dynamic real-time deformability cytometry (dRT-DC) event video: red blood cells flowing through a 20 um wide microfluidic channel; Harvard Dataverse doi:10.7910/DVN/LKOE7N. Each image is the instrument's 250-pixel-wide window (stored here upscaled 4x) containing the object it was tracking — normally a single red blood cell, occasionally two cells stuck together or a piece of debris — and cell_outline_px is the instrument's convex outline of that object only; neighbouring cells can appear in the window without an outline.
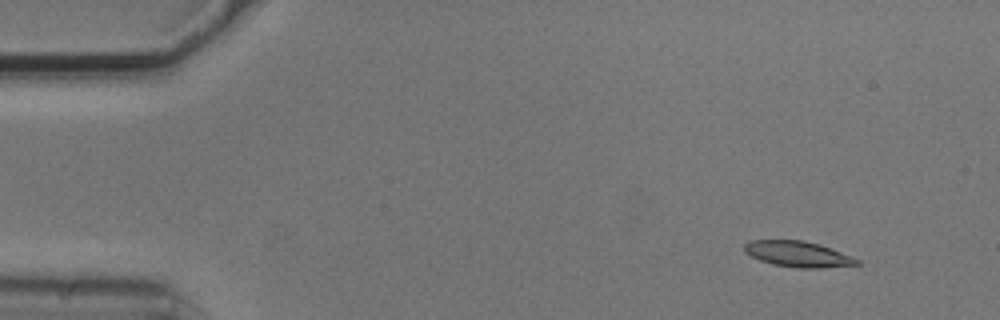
{"species": "common noctule bat (a hibernating species)", "species_latin": "Nyctalus noctula", "temperature_condition": "cold", "stored_images_in_passage": 4, "camera_frame_rate_fps": 3000, "um_per_image_px": 0.085, "animal": {"sex": "male", "body_mass_g": 20.5, "forearm_length_mm": 52.5}, "frame": {"image": 1, "passage_image": 1, "time_ms": 0.0, "image_size_px": [1000, 320], "cell_outline_px": [[860, 264], [820, 268], [796, 268], [772, 264], [760, 260], [744, 252], [744, 244], [748, 240], [804, 240], [820, 244], [852, 256], [860, 260]], "centroid_in_image_um": [67.82, 21.59], "position_along_channel_um": 17.2, "area_um2": 16.99}}
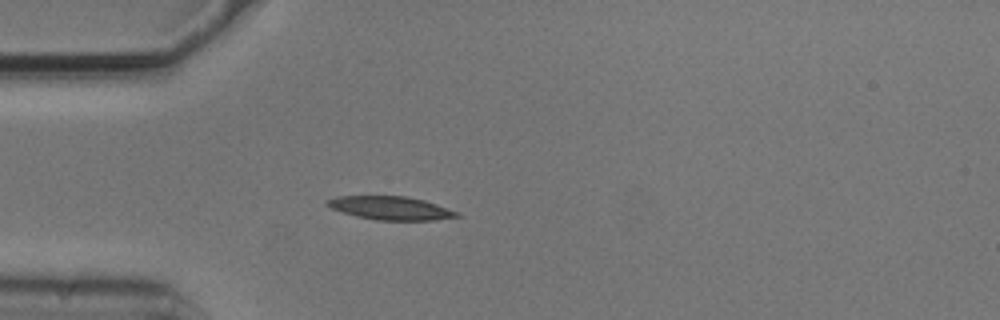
{"frame": {"image": 2, "passage_image": 4, "time_ms": 1.0, "image_size_px": [1000, 320], "cell_outline_px": [[460, 216], [432, 220], [376, 220], [356, 216], [332, 208], [324, 204], [328, 200], [336, 196], [404, 196], [424, 200], [460, 212]], "centroid_in_image_um": [33.21, 17.68], "position_along_channel_um": 51.8, "area_um2": 17.51}}